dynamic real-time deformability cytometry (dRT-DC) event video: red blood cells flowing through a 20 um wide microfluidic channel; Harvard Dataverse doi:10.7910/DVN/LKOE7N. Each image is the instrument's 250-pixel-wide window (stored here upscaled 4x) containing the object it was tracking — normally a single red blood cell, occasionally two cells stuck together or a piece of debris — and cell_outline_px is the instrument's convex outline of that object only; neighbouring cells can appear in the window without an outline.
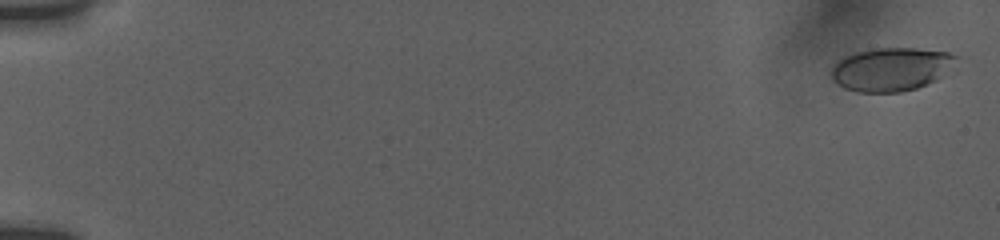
{"species": "human", "species_latin": "Homo sapiens", "temperature_condition": "room temperature", "stored_images_in_passage": 41, "camera_frame_rate_fps": 3000, "um_per_image_px": 0.085, "donor": {"sex": "female"}, "frame": {"image": 1, "passage_image": 1, "time_ms": 0.0, "image_size_px": [1000, 240], "cell_outline_px": [[960, 56], [936, 80], [916, 88], [900, 92], [856, 92], [844, 88], [836, 84], [832, 80], [828, 72], [832, 64], [844, 56], [856, 52], [876, 48], [912, 48], [948, 52]], "centroid_in_image_um": [75.65, 5.88], "position_along_channel_um": 9.4, "area_um2": 31.67}}
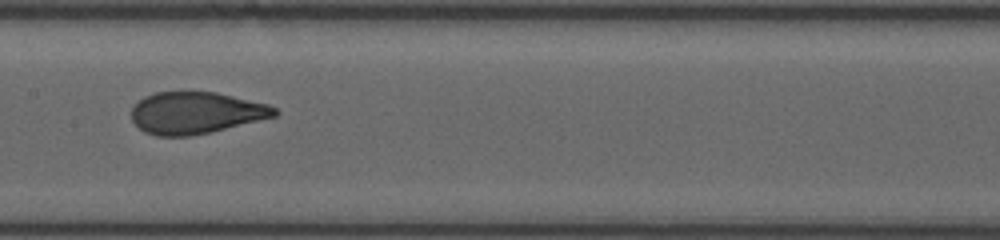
{"frame": {"image": 2, "passage_image": 28, "time_ms": 9.667, "image_size_px": [1000, 240], "cell_outline_px": [[280, 112], [276, 116], [212, 132], [192, 136], [156, 136], [144, 132], [132, 120], [132, 108], [144, 96], [156, 92], [216, 92], [268, 104], [276, 108]], "centroid_in_image_um": [16.66, 9.6], "position_along_channel_um": 190.7, "area_um2": 34.91}}
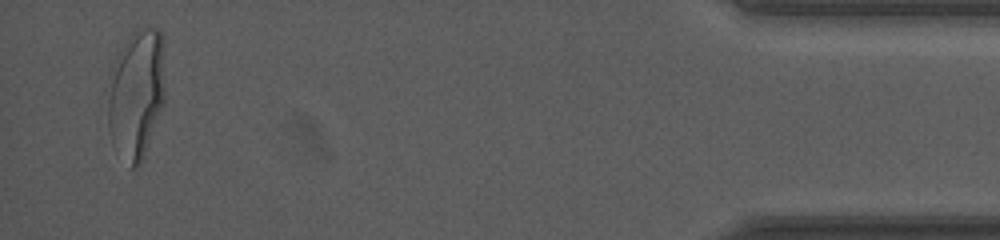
{"frame": {"image": 3, "passage_image": 41, "time_ms": 17.667, "image_size_px": [1000, 240], "cell_outline_px": [[164, 104], [144, 156], [140, 164], [136, 168], [132, 168], [112, 144], [108, 128], [108, 104], [112, 68], [116, 56], [132, 32], [140, 24], [148, 24], [160, 28], [164, 36]], "centroid_in_image_um": [11.63, 7.88], "position_along_channel_um": 423.6, "area_um2": 43.99}, "authors_computed_cell_mechanics": {"area_um2": 35.0268, "velocity_mm_per_s": 3.8024, "shape_relaxation_time_tau1_ms": 3.9448, "shape_relaxation_time_tau2_ms": null, "deformation_change_tau1": 0.1811, "deformation_change_tau2": null}}